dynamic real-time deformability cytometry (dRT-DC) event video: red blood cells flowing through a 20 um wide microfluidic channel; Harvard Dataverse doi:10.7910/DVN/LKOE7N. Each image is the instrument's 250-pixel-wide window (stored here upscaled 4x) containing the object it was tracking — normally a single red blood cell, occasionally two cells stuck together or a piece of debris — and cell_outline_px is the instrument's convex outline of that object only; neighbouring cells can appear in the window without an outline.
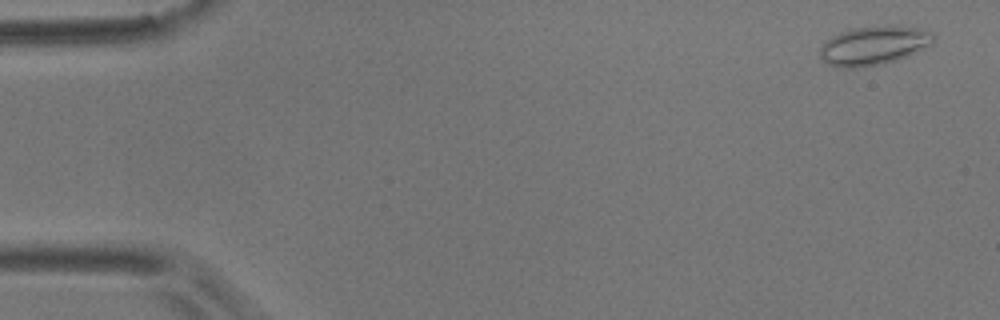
{"species": "common noctule bat (a hibernating species)", "species_latin": "Nyctalus noctula", "temperature_condition": "room temperature", "stored_images_in_passage": 57, "camera_frame_rate_fps": 3000, "um_per_image_px": 0.085, "animal": {"sex": "male", "body_mass_g": 17.9}, "frame": {"image": 1, "passage_image": 3, "time_ms": 0.667, "image_size_px": [1000, 320], "cell_outline_px": [[936, 36], [932, 44], [908, 56], [884, 64], [852, 68], [840, 68], [828, 64], [820, 56], [820, 48], [832, 36], [840, 32], [852, 28], [900, 24], [936, 32]], "centroid_in_image_um": [74.34, 3.85], "position_along_channel_um": 10.7, "area_um2": 26.07}}
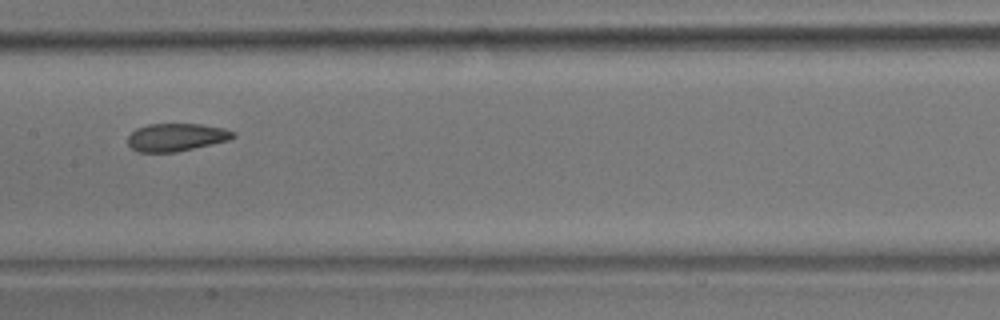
{"frame": {"image": 2, "passage_image": 29, "time_ms": 9.333, "image_size_px": [1000, 320], "cell_outline_px": [[236, 136], [228, 140], [212, 144], [176, 152], [136, 152], [128, 144], [128, 136], [136, 128], [148, 124], [200, 124], [224, 128], [236, 132]], "centroid_in_image_um": [14.98, 11.66], "position_along_channel_um": 192.4, "area_um2": 17.11}}
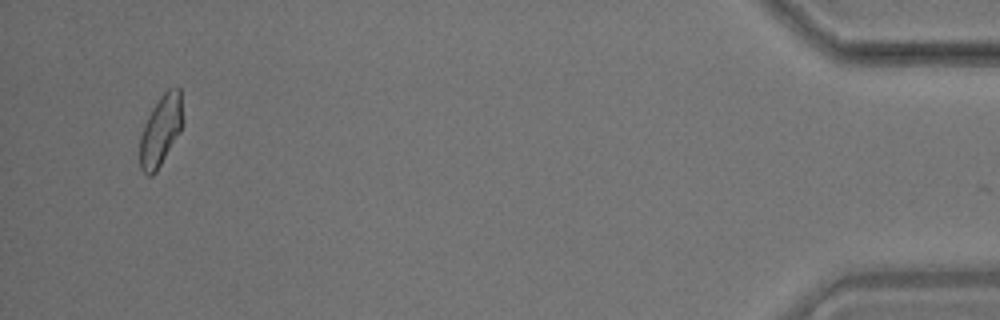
{"frame": {"image": 3, "passage_image": 55, "time_ms": 18.0, "image_size_px": [1000, 320], "cell_outline_px": [[184, 124], [180, 132], [156, 172], [152, 176], [148, 176], [140, 168], [140, 136], [144, 124], [152, 108], [160, 96], [168, 88], [180, 88], [184, 120]], "centroid_in_image_um": [13.68, 11.07], "position_along_channel_um": 421.5, "area_um2": 17.8}, "authors_computed_cell_mechanics": {"area_um2": 18.1492, "velocity_mm_per_s": 3.5372, "shape_relaxation_time_tau1_ms": 5.7716, "shape_relaxation_time_tau2_ms": 2.8959, "deformation_change_tau1": 0.1418, "deformation_change_tau2": 0.0765}}